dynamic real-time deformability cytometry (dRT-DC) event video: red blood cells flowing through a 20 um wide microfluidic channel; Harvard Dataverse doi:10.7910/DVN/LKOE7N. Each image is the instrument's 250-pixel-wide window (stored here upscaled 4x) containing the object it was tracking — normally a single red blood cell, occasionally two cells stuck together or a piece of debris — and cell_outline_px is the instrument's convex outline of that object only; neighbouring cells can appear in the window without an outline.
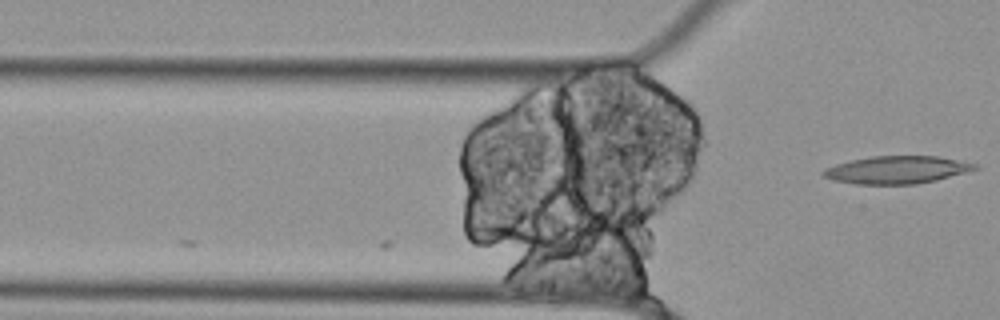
{"species": "Egyptian fruit bat (a non-hibernating species)", "species_latin": "Rousettus aegyptiacus", "temperature_condition": "cold", "stored_images_in_passage": 3, "camera_frame_rate_fps": 3000, "um_per_image_px": 0.085, "animal": {"sex": "female"}, "frame": {"image": 1, "passage_image": 3, "time_ms": 0.667, "image_size_px": [1000, 320], "cell_outline_px": [[980, 168], [936, 180], [916, 184], [856, 184], [832, 180], [824, 176], [820, 172], [824, 168], [836, 164], [852, 160], [872, 156], [936, 156], [980, 164]], "centroid_in_image_um": [76.23, 14.43], "position_along_channel_um": 49.6, "area_um2": 24.39}}